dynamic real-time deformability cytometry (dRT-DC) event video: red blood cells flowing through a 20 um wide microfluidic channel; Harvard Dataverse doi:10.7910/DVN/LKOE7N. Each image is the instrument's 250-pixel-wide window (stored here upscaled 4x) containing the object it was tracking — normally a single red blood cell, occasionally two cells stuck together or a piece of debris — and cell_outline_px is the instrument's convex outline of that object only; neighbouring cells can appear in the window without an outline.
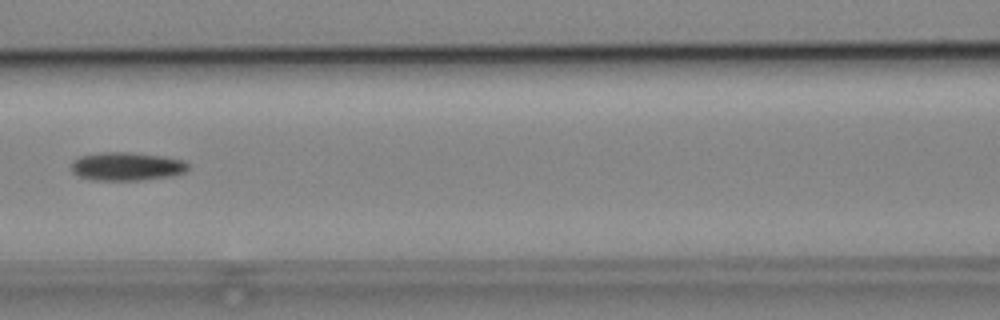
{"species": "common noctule bat (a hibernating species)", "species_latin": "Nyctalus noctula", "temperature_condition": "cold", "stored_images_in_passage": 7, "camera_frame_rate_fps": 3000, "um_per_image_px": 0.085, "animal": {"sex": "male", "body_mass_g": 19.2, "forearm_length_mm": 51.8}, "frame": {"image": 1, "passage_image": 7, "time_ms": 7.0, "image_size_px": [1000, 320], "cell_outline_px": [[188, 168], [184, 172], [168, 176], [140, 180], [92, 180], [80, 176], [72, 172], [68, 168], [72, 160], [80, 156], [100, 152], [132, 152], [164, 156], [184, 160], [188, 164]], "centroid_in_image_um": [10.71, 14.13], "position_along_channel_um": 155.9, "area_um2": 19.48}}